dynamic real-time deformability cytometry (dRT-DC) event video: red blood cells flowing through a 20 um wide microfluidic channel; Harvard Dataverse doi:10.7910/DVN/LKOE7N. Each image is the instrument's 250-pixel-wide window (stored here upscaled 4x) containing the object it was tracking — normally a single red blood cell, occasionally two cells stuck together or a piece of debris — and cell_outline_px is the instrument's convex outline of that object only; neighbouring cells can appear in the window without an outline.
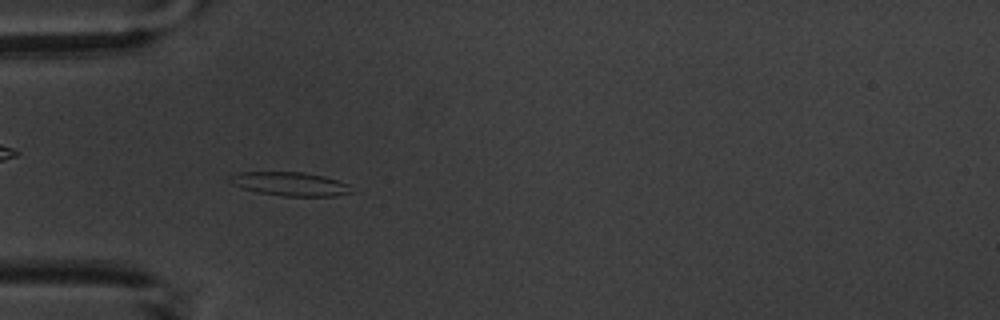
{"species": "common noctule bat (a hibernating species)", "species_latin": "Nyctalus noctula", "temperature_condition": "warm", "stored_images_in_passage": 5, "camera_frame_rate_fps": 3000, "um_per_image_px": 0.085, "animal": {"sex": "male", "body_mass_g": 20.1, "forearm_length_mm": 53.5}, "frame": {"image": 1, "passage_image": 4, "time_ms": 3.667, "image_size_px": [1000, 320], "cell_outline_px": [[352, 192], [336, 196], [280, 196], [256, 192], [232, 184], [228, 180], [228, 176], [236, 172], [304, 172], [324, 176], [348, 184]], "centroid_in_image_um": [24.61, 15.63], "position_along_channel_um": 60.4, "area_um2": 16.88}}
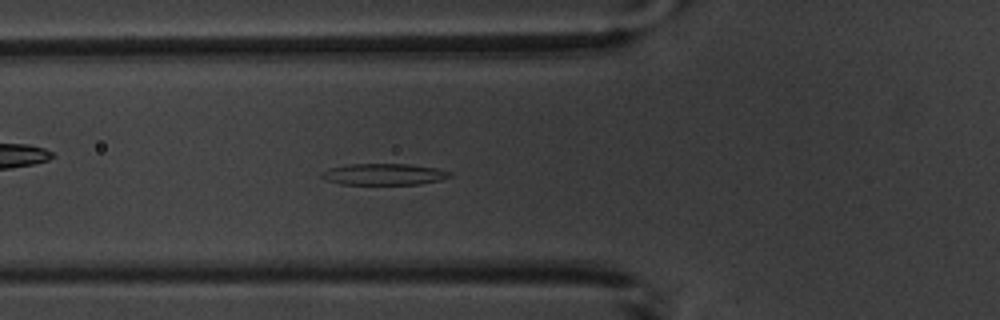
{"frame": {"image": 2, "passage_image": 5, "time_ms": 4.667, "image_size_px": [1000, 320], "cell_outline_px": [[452, 176], [440, 180], [420, 184], [340, 184], [328, 180], [320, 176], [320, 172], [328, 168], [348, 164], [408, 164], [436, 168], [452, 172]], "centroid_in_image_um": [32.62, 14.81], "position_along_channel_um": 93.2, "area_um2": 16.01}}